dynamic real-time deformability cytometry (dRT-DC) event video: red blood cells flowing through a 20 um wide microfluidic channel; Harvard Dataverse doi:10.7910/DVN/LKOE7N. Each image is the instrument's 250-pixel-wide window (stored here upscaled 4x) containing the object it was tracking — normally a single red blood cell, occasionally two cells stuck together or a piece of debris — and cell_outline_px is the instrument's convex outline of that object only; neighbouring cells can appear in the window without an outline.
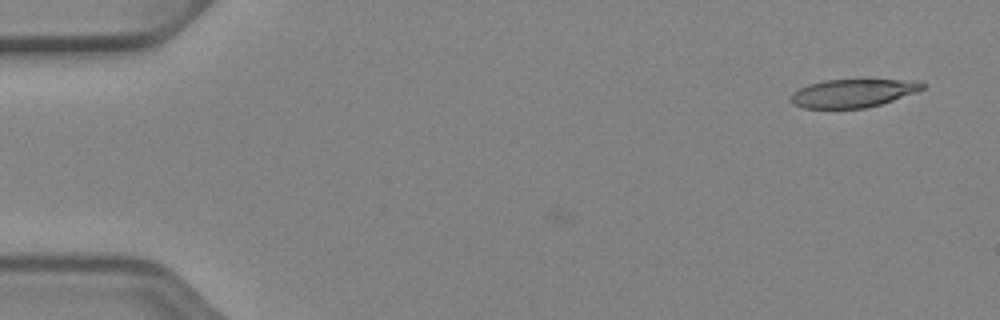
{"species": "Egyptian fruit bat (a non-hibernating species)", "species_latin": "Rousettus aegyptiacus", "temperature_condition": "cold", "stored_images_in_passage": 15, "camera_frame_rate_fps": 3000, "um_per_image_px": 0.085, "animal": {"sex": "female"}, "frame": {"image": 1, "passage_image": 1, "time_ms": 0.0, "image_size_px": [1000, 320], "cell_outline_px": [[928, 84], [924, 88], [916, 92], [880, 104], [864, 108], [804, 108], [792, 104], [788, 100], [788, 96], [792, 92], [808, 84], [824, 80], [920, 80]], "centroid_in_image_um": [72.47, 7.91], "position_along_channel_um": 12.5, "area_um2": 21.79}}
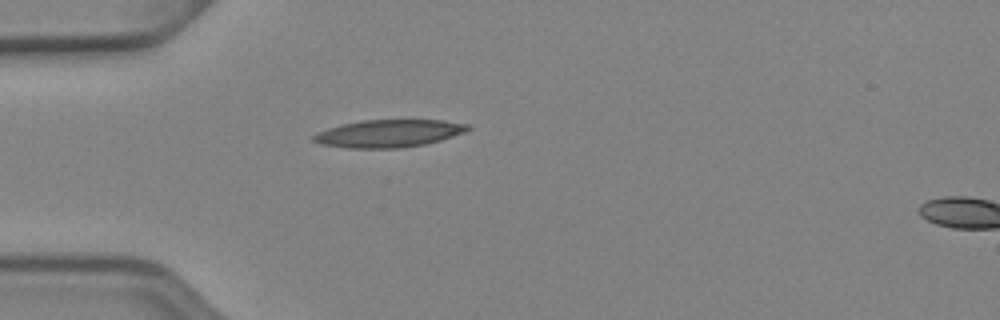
{"frame": {"image": 2, "passage_image": 13, "time_ms": 4.0, "image_size_px": [1000, 320], "cell_outline_px": [[472, 128], [464, 132], [440, 140], [424, 144], [400, 148], [348, 148], [320, 144], [312, 140], [312, 136], [316, 132], [340, 124], [360, 120], [444, 120], [472, 124]], "centroid_in_image_um": [33.03, 11.33], "position_along_channel_um": 52.0, "area_um2": 24.97}}